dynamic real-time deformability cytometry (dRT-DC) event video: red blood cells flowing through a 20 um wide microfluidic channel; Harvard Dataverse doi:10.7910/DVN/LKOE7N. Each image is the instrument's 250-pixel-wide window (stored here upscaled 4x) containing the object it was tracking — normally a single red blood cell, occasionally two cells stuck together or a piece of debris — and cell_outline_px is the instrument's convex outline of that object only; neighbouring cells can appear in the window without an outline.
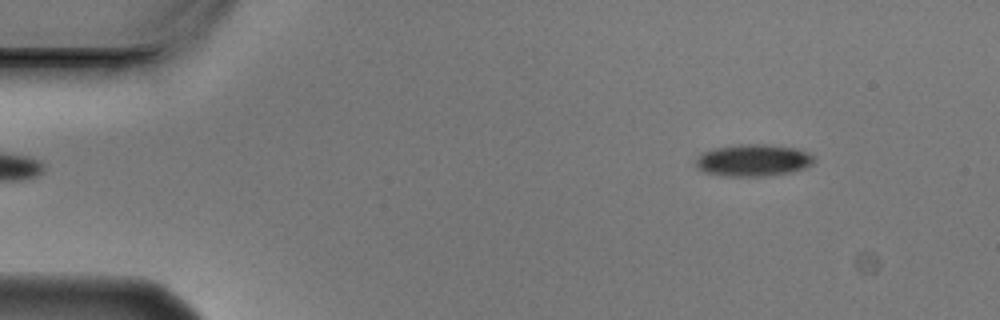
{"species": "Egyptian fruit bat (a non-hibernating species)", "species_latin": "Rousettus aegyptiacus", "temperature_condition": "cold", "stored_images_in_passage": 2, "camera_frame_rate_fps": 3000, "um_per_image_px": 0.085, "animal": {"sex": "male"}, "frame": {"image": 1, "passage_image": 2, "time_ms": 0.333, "image_size_px": [1000, 320], "cell_outline_px": [[812, 164], [804, 168], [792, 172], [764, 176], [720, 176], [704, 172], [696, 168], [692, 164], [704, 152], [716, 148], [740, 144], [764, 144], [796, 148], [808, 152], [812, 156]], "centroid_in_image_um": [63.98, 13.63], "position_along_channel_um": 21.0, "area_um2": 22.02}}